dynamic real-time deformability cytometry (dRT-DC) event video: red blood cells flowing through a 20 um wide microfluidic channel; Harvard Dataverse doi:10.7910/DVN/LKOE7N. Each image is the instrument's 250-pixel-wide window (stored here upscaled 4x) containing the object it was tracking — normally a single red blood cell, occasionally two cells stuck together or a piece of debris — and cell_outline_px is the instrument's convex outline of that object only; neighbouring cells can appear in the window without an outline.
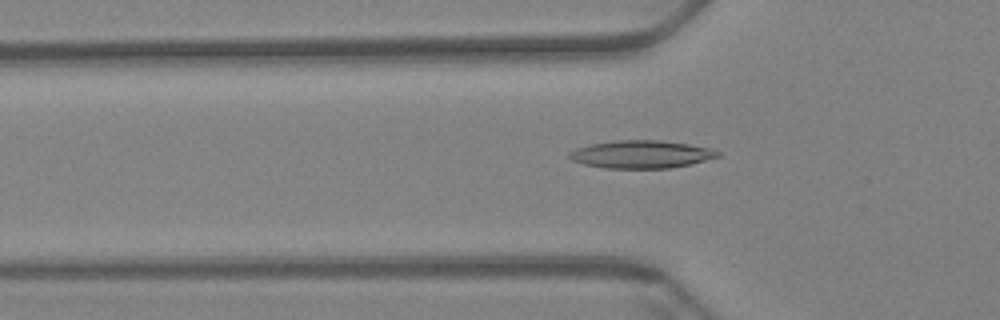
{"species": "Egyptian fruit bat (a non-hibernating species)", "species_latin": "Rousettus aegyptiacus", "temperature_condition": "warm", "stored_images_in_passage": 51, "camera_frame_rate_fps": 3000, "um_per_image_px": 0.085, "animal": {"sex": "female"}, "frame": {"image": 1, "passage_image": 11, "time_ms": 3.333, "image_size_px": [1000, 320], "cell_outline_px": [[720, 156], [688, 164], [668, 168], [604, 168], [584, 164], [572, 160], [568, 156], [568, 152], [576, 148], [592, 144], [616, 140], [660, 140], [688, 144], [712, 148], [720, 152]], "centroid_in_image_um": [54.49, 13.11], "position_along_channel_um": 71.3, "area_um2": 23.87}}
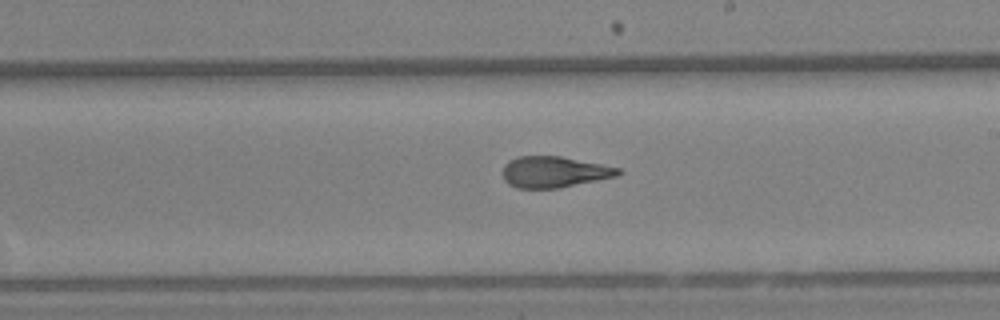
{"frame": {"image": 2, "passage_image": 26, "time_ms": 8.333, "image_size_px": [1000, 320], "cell_outline_px": [[624, 172], [616, 176], [560, 188], [516, 188], [508, 184], [504, 180], [504, 164], [508, 160], [516, 156], [560, 156], [620, 168]], "centroid_in_image_um": [47.08, 14.61], "position_along_channel_um": 241.9, "area_um2": 20.92}}
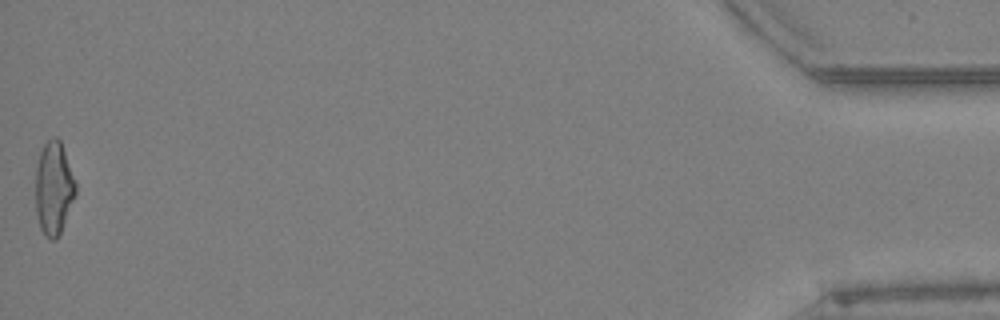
{"frame": {"image": 3, "passage_image": 51, "time_ms": 16.667, "image_size_px": [1000, 320], "cell_outline_px": [[76, 192], [60, 232], [56, 240], [52, 240], [44, 236], [40, 228], [36, 216], [36, 168], [40, 152], [44, 144], [52, 136], [56, 136], [60, 140], [76, 180]], "centroid_in_image_um": [4.56, 15.98], "position_along_channel_um": 430.6, "area_um2": 21.73}, "authors_computed_cell_mechanics": {"area_um2": 21.6172, "velocity_mm_per_s": 3.4231, "shape_relaxation_time_tau1_ms": 5.9538, "shape_relaxation_time_tau2_ms": 1.9511, "deformation_change_tau1": 0.2136, "deformation_change_tau2": 0.1156}}